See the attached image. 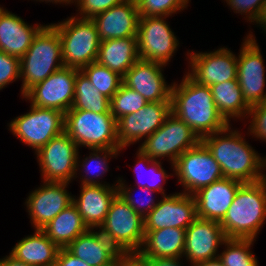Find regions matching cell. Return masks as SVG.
<instances>
[{
	"mask_svg": "<svg viewBox=\"0 0 266 266\" xmlns=\"http://www.w3.org/2000/svg\"><path fill=\"white\" fill-rule=\"evenodd\" d=\"M60 248L41 229L17 241L9 252L30 266H49L56 262Z\"/></svg>",
	"mask_w": 266,
	"mask_h": 266,
	"instance_id": "27",
	"label": "cell"
},
{
	"mask_svg": "<svg viewBox=\"0 0 266 266\" xmlns=\"http://www.w3.org/2000/svg\"><path fill=\"white\" fill-rule=\"evenodd\" d=\"M79 70L62 67L31 87L22 97L31 105L57 109L66 113L74 102L75 79Z\"/></svg>",
	"mask_w": 266,
	"mask_h": 266,
	"instance_id": "15",
	"label": "cell"
},
{
	"mask_svg": "<svg viewBox=\"0 0 266 266\" xmlns=\"http://www.w3.org/2000/svg\"><path fill=\"white\" fill-rule=\"evenodd\" d=\"M197 218L193 195L183 192L161 196L158 204L144 218L145 231L163 228L187 229Z\"/></svg>",
	"mask_w": 266,
	"mask_h": 266,
	"instance_id": "18",
	"label": "cell"
},
{
	"mask_svg": "<svg viewBox=\"0 0 266 266\" xmlns=\"http://www.w3.org/2000/svg\"><path fill=\"white\" fill-rule=\"evenodd\" d=\"M186 229L163 228L145 231L140 252L149 258H183Z\"/></svg>",
	"mask_w": 266,
	"mask_h": 266,
	"instance_id": "28",
	"label": "cell"
},
{
	"mask_svg": "<svg viewBox=\"0 0 266 266\" xmlns=\"http://www.w3.org/2000/svg\"><path fill=\"white\" fill-rule=\"evenodd\" d=\"M163 64L138 60L123 76V84L139 94L147 102H171L172 84L167 83Z\"/></svg>",
	"mask_w": 266,
	"mask_h": 266,
	"instance_id": "20",
	"label": "cell"
},
{
	"mask_svg": "<svg viewBox=\"0 0 266 266\" xmlns=\"http://www.w3.org/2000/svg\"><path fill=\"white\" fill-rule=\"evenodd\" d=\"M227 239L218 221L196 218L186 229L183 258L194 265L218 258L219 247Z\"/></svg>",
	"mask_w": 266,
	"mask_h": 266,
	"instance_id": "19",
	"label": "cell"
},
{
	"mask_svg": "<svg viewBox=\"0 0 266 266\" xmlns=\"http://www.w3.org/2000/svg\"><path fill=\"white\" fill-rule=\"evenodd\" d=\"M7 124L8 130L36 154L53 137L64 132L65 113L30 104L29 112L13 118Z\"/></svg>",
	"mask_w": 266,
	"mask_h": 266,
	"instance_id": "8",
	"label": "cell"
},
{
	"mask_svg": "<svg viewBox=\"0 0 266 266\" xmlns=\"http://www.w3.org/2000/svg\"><path fill=\"white\" fill-rule=\"evenodd\" d=\"M119 181L117 183V190H118V196L121 197L136 213L142 215L144 218L145 216L155 208V206L158 204L159 200L155 199L156 196H153V193H156V191L150 190L148 188H138L142 192H145L146 199L143 197L141 198V201L139 198H134L133 196V190H136L132 185L129 187L126 180L123 179V176L118 177ZM133 188V189H132ZM148 196V197H147Z\"/></svg>",
	"mask_w": 266,
	"mask_h": 266,
	"instance_id": "37",
	"label": "cell"
},
{
	"mask_svg": "<svg viewBox=\"0 0 266 266\" xmlns=\"http://www.w3.org/2000/svg\"><path fill=\"white\" fill-rule=\"evenodd\" d=\"M64 131L79 148L121 149L117 139V122L111 113L69 109L65 113Z\"/></svg>",
	"mask_w": 266,
	"mask_h": 266,
	"instance_id": "6",
	"label": "cell"
},
{
	"mask_svg": "<svg viewBox=\"0 0 266 266\" xmlns=\"http://www.w3.org/2000/svg\"><path fill=\"white\" fill-rule=\"evenodd\" d=\"M99 231L120 251H140L145 237L144 217L118 195Z\"/></svg>",
	"mask_w": 266,
	"mask_h": 266,
	"instance_id": "9",
	"label": "cell"
},
{
	"mask_svg": "<svg viewBox=\"0 0 266 266\" xmlns=\"http://www.w3.org/2000/svg\"><path fill=\"white\" fill-rule=\"evenodd\" d=\"M247 119L249 136L266 142V101L252 106Z\"/></svg>",
	"mask_w": 266,
	"mask_h": 266,
	"instance_id": "40",
	"label": "cell"
},
{
	"mask_svg": "<svg viewBox=\"0 0 266 266\" xmlns=\"http://www.w3.org/2000/svg\"><path fill=\"white\" fill-rule=\"evenodd\" d=\"M140 1H141V0H124V2H129V3L136 4V5H138V3H139Z\"/></svg>",
	"mask_w": 266,
	"mask_h": 266,
	"instance_id": "50",
	"label": "cell"
},
{
	"mask_svg": "<svg viewBox=\"0 0 266 266\" xmlns=\"http://www.w3.org/2000/svg\"><path fill=\"white\" fill-rule=\"evenodd\" d=\"M173 167V173L185 194L193 195L199 189L224 178L220 165L202 141L181 154Z\"/></svg>",
	"mask_w": 266,
	"mask_h": 266,
	"instance_id": "10",
	"label": "cell"
},
{
	"mask_svg": "<svg viewBox=\"0 0 266 266\" xmlns=\"http://www.w3.org/2000/svg\"><path fill=\"white\" fill-rule=\"evenodd\" d=\"M265 24H266V1H265V5H264V8H263L260 20H259V22L256 25H257V27L260 26L262 28Z\"/></svg>",
	"mask_w": 266,
	"mask_h": 266,
	"instance_id": "49",
	"label": "cell"
},
{
	"mask_svg": "<svg viewBox=\"0 0 266 266\" xmlns=\"http://www.w3.org/2000/svg\"><path fill=\"white\" fill-rule=\"evenodd\" d=\"M230 10L236 14L245 15L244 19L249 24L252 22L256 25L262 15V11L266 0H224Z\"/></svg>",
	"mask_w": 266,
	"mask_h": 266,
	"instance_id": "39",
	"label": "cell"
},
{
	"mask_svg": "<svg viewBox=\"0 0 266 266\" xmlns=\"http://www.w3.org/2000/svg\"><path fill=\"white\" fill-rule=\"evenodd\" d=\"M115 266H151V260L140 251L120 252Z\"/></svg>",
	"mask_w": 266,
	"mask_h": 266,
	"instance_id": "43",
	"label": "cell"
},
{
	"mask_svg": "<svg viewBox=\"0 0 266 266\" xmlns=\"http://www.w3.org/2000/svg\"><path fill=\"white\" fill-rule=\"evenodd\" d=\"M34 1H37V2L39 1L40 3L45 1V3H53V4H57V5L58 4H63V5L65 4L67 6L70 4L72 5V3L76 4L77 0H34Z\"/></svg>",
	"mask_w": 266,
	"mask_h": 266,
	"instance_id": "48",
	"label": "cell"
},
{
	"mask_svg": "<svg viewBox=\"0 0 266 266\" xmlns=\"http://www.w3.org/2000/svg\"><path fill=\"white\" fill-rule=\"evenodd\" d=\"M140 15L136 4L123 2L92 18L101 41L137 37Z\"/></svg>",
	"mask_w": 266,
	"mask_h": 266,
	"instance_id": "24",
	"label": "cell"
},
{
	"mask_svg": "<svg viewBox=\"0 0 266 266\" xmlns=\"http://www.w3.org/2000/svg\"><path fill=\"white\" fill-rule=\"evenodd\" d=\"M266 222V178L243 183L219 222L227 238L257 239Z\"/></svg>",
	"mask_w": 266,
	"mask_h": 266,
	"instance_id": "3",
	"label": "cell"
},
{
	"mask_svg": "<svg viewBox=\"0 0 266 266\" xmlns=\"http://www.w3.org/2000/svg\"><path fill=\"white\" fill-rule=\"evenodd\" d=\"M88 229L77 207L72 203L41 230L59 248H66Z\"/></svg>",
	"mask_w": 266,
	"mask_h": 266,
	"instance_id": "30",
	"label": "cell"
},
{
	"mask_svg": "<svg viewBox=\"0 0 266 266\" xmlns=\"http://www.w3.org/2000/svg\"><path fill=\"white\" fill-rule=\"evenodd\" d=\"M45 24L29 25L20 16L0 6V51L21 58Z\"/></svg>",
	"mask_w": 266,
	"mask_h": 266,
	"instance_id": "23",
	"label": "cell"
},
{
	"mask_svg": "<svg viewBox=\"0 0 266 266\" xmlns=\"http://www.w3.org/2000/svg\"><path fill=\"white\" fill-rule=\"evenodd\" d=\"M242 184L243 182L236 179L222 178L199 189L193 194L197 217L220 222Z\"/></svg>",
	"mask_w": 266,
	"mask_h": 266,
	"instance_id": "21",
	"label": "cell"
},
{
	"mask_svg": "<svg viewBox=\"0 0 266 266\" xmlns=\"http://www.w3.org/2000/svg\"><path fill=\"white\" fill-rule=\"evenodd\" d=\"M147 103L141 94L122 83L110 100L111 114L117 121L127 114L137 112Z\"/></svg>",
	"mask_w": 266,
	"mask_h": 266,
	"instance_id": "36",
	"label": "cell"
},
{
	"mask_svg": "<svg viewBox=\"0 0 266 266\" xmlns=\"http://www.w3.org/2000/svg\"><path fill=\"white\" fill-rule=\"evenodd\" d=\"M71 108L98 114L111 113L110 100L92 85L81 70L76 74L74 102Z\"/></svg>",
	"mask_w": 266,
	"mask_h": 266,
	"instance_id": "32",
	"label": "cell"
},
{
	"mask_svg": "<svg viewBox=\"0 0 266 266\" xmlns=\"http://www.w3.org/2000/svg\"><path fill=\"white\" fill-rule=\"evenodd\" d=\"M20 59L0 51V90L20 80Z\"/></svg>",
	"mask_w": 266,
	"mask_h": 266,
	"instance_id": "42",
	"label": "cell"
},
{
	"mask_svg": "<svg viewBox=\"0 0 266 266\" xmlns=\"http://www.w3.org/2000/svg\"><path fill=\"white\" fill-rule=\"evenodd\" d=\"M55 264L57 266H89L85 261L71 254L66 248H60Z\"/></svg>",
	"mask_w": 266,
	"mask_h": 266,
	"instance_id": "44",
	"label": "cell"
},
{
	"mask_svg": "<svg viewBox=\"0 0 266 266\" xmlns=\"http://www.w3.org/2000/svg\"><path fill=\"white\" fill-rule=\"evenodd\" d=\"M138 60L137 37L114 38L100 42L96 62L122 77Z\"/></svg>",
	"mask_w": 266,
	"mask_h": 266,
	"instance_id": "26",
	"label": "cell"
},
{
	"mask_svg": "<svg viewBox=\"0 0 266 266\" xmlns=\"http://www.w3.org/2000/svg\"><path fill=\"white\" fill-rule=\"evenodd\" d=\"M237 54V80L244 100L252 107L266 101L265 64L256 36L249 32Z\"/></svg>",
	"mask_w": 266,
	"mask_h": 266,
	"instance_id": "11",
	"label": "cell"
},
{
	"mask_svg": "<svg viewBox=\"0 0 266 266\" xmlns=\"http://www.w3.org/2000/svg\"><path fill=\"white\" fill-rule=\"evenodd\" d=\"M41 182L24 203L34 229H42L73 203V195L66 189L70 183Z\"/></svg>",
	"mask_w": 266,
	"mask_h": 266,
	"instance_id": "17",
	"label": "cell"
},
{
	"mask_svg": "<svg viewBox=\"0 0 266 266\" xmlns=\"http://www.w3.org/2000/svg\"><path fill=\"white\" fill-rule=\"evenodd\" d=\"M193 266H224V265L219 258H215L212 260H207V261L196 263Z\"/></svg>",
	"mask_w": 266,
	"mask_h": 266,
	"instance_id": "47",
	"label": "cell"
},
{
	"mask_svg": "<svg viewBox=\"0 0 266 266\" xmlns=\"http://www.w3.org/2000/svg\"><path fill=\"white\" fill-rule=\"evenodd\" d=\"M62 67L61 40L57 30L48 23L38 32L27 52L20 58V97Z\"/></svg>",
	"mask_w": 266,
	"mask_h": 266,
	"instance_id": "4",
	"label": "cell"
},
{
	"mask_svg": "<svg viewBox=\"0 0 266 266\" xmlns=\"http://www.w3.org/2000/svg\"><path fill=\"white\" fill-rule=\"evenodd\" d=\"M182 259V261H181ZM151 266H184L183 258H150ZM193 266L192 264H189Z\"/></svg>",
	"mask_w": 266,
	"mask_h": 266,
	"instance_id": "45",
	"label": "cell"
},
{
	"mask_svg": "<svg viewBox=\"0 0 266 266\" xmlns=\"http://www.w3.org/2000/svg\"><path fill=\"white\" fill-rule=\"evenodd\" d=\"M218 112L230 124L247 119L251 107L246 103L237 79L210 86Z\"/></svg>",
	"mask_w": 266,
	"mask_h": 266,
	"instance_id": "29",
	"label": "cell"
},
{
	"mask_svg": "<svg viewBox=\"0 0 266 266\" xmlns=\"http://www.w3.org/2000/svg\"><path fill=\"white\" fill-rule=\"evenodd\" d=\"M254 242V239L227 238L218 258L224 266H258L257 256L251 250Z\"/></svg>",
	"mask_w": 266,
	"mask_h": 266,
	"instance_id": "34",
	"label": "cell"
},
{
	"mask_svg": "<svg viewBox=\"0 0 266 266\" xmlns=\"http://www.w3.org/2000/svg\"><path fill=\"white\" fill-rule=\"evenodd\" d=\"M166 18L168 17H140L137 33L140 60L164 66L171 62L180 43Z\"/></svg>",
	"mask_w": 266,
	"mask_h": 266,
	"instance_id": "13",
	"label": "cell"
},
{
	"mask_svg": "<svg viewBox=\"0 0 266 266\" xmlns=\"http://www.w3.org/2000/svg\"><path fill=\"white\" fill-rule=\"evenodd\" d=\"M171 112L190 126L200 139L229 125L218 112L210 87L198 84L186 73L180 83L173 82Z\"/></svg>",
	"mask_w": 266,
	"mask_h": 266,
	"instance_id": "2",
	"label": "cell"
},
{
	"mask_svg": "<svg viewBox=\"0 0 266 266\" xmlns=\"http://www.w3.org/2000/svg\"><path fill=\"white\" fill-rule=\"evenodd\" d=\"M191 0H141L138 5L140 17H172L187 9Z\"/></svg>",
	"mask_w": 266,
	"mask_h": 266,
	"instance_id": "38",
	"label": "cell"
},
{
	"mask_svg": "<svg viewBox=\"0 0 266 266\" xmlns=\"http://www.w3.org/2000/svg\"><path fill=\"white\" fill-rule=\"evenodd\" d=\"M231 126L204 136L201 141L220 165L224 178L243 183L263 180L266 178V157H261L246 141L245 135Z\"/></svg>",
	"mask_w": 266,
	"mask_h": 266,
	"instance_id": "1",
	"label": "cell"
},
{
	"mask_svg": "<svg viewBox=\"0 0 266 266\" xmlns=\"http://www.w3.org/2000/svg\"><path fill=\"white\" fill-rule=\"evenodd\" d=\"M79 147L64 131L35 155L43 182L71 183L76 173Z\"/></svg>",
	"mask_w": 266,
	"mask_h": 266,
	"instance_id": "12",
	"label": "cell"
},
{
	"mask_svg": "<svg viewBox=\"0 0 266 266\" xmlns=\"http://www.w3.org/2000/svg\"><path fill=\"white\" fill-rule=\"evenodd\" d=\"M260 29H262L264 31V33L266 34V24Z\"/></svg>",
	"mask_w": 266,
	"mask_h": 266,
	"instance_id": "51",
	"label": "cell"
},
{
	"mask_svg": "<svg viewBox=\"0 0 266 266\" xmlns=\"http://www.w3.org/2000/svg\"><path fill=\"white\" fill-rule=\"evenodd\" d=\"M0 266H30L23 261L17 260L10 253L9 255L0 258Z\"/></svg>",
	"mask_w": 266,
	"mask_h": 266,
	"instance_id": "46",
	"label": "cell"
},
{
	"mask_svg": "<svg viewBox=\"0 0 266 266\" xmlns=\"http://www.w3.org/2000/svg\"><path fill=\"white\" fill-rule=\"evenodd\" d=\"M124 0H77L76 7H78L76 15L79 18L92 19L96 15L123 3Z\"/></svg>",
	"mask_w": 266,
	"mask_h": 266,
	"instance_id": "41",
	"label": "cell"
},
{
	"mask_svg": "<svg viewBox=\"0 0 266 266\" xmlns=\"http://www.w3.org/2000/svg\"><path fill=\"white\" fill-rule=\"evenodd\" d=\"M95 230L80 234L66 249L89 266H115L120 251L99 229Z\"/></svg>",
	"mask_w": 266,
	"mask_h": 266,
	"instance_id": "25",
	"label": "cell"
},
{
	"mask_svg": "<svg viewBox=\"0 0 266 266\" xmlns=\"http://www.w3.org/2000/svg\"><path fill=\"white\" fill-rule=\"evenodd\" d=\"M200 141L190 126L171 113L161 127L139 144L138 149L152 160L164 161L166 157L174 169L178 157Z\"/></svg>",
	"mask_w": 266,
	"mask_h": 266,
	"instance_id": "7",
	"label": "cell"
},
{
	"mask_svg": "<svg viewBox=\"0 0 266 266\" xmlns=\"http://www.w3.org/2000/svg\"><path fill=\"white\" fill-rule=\"evenodd\" d=\"M188 60L186 74L200 85L212 86L228 80L237 79V57L227 47L217 50L185 54Z\"/></svg>",
	"mask_w": 266,
	"mask_h": 266,
	"instance_id": "14",
	"label": "cell"
},
{
	"mask_svg": "<svg viewBox=\"0 0 266 266\" xmlns=\"http://www.w3.org/2000/svg\"><path fill=\"white\" fill-rule=\"evenodd\" d=\"M118 181L119 178L108 186L80 185L79 196L73 195V204L89 229H99L104 223L110 205L118 195Z\"/></svg>",
	"mask_w": 266,
	"mask_h": 266,
	"instance_id": "22",
	"label": "cell"
},
{
	"mask_svg": "<svg viewBox=\"0 0 266 266\" xmlns=\"http://www.w3.org/2000/svg\"><path fill=\"white\" fill-rule=\"evenodd\" d=\"M124 149L126 148L90 149L91 152L89 153V156H86L82 160L80 159V155L78 154L74 179L78 177L77 175H79L81 181L80 185H110L109 183L100 181L99 179H103L102 177L104 176V174L109 171V161H111V158L114 157L116 159V157ZM77 171L81 172L83 175L78 173Z\"/></svg>",
	"mask_w": 266,
	"mask_h": 266,
	"instance_id": "31",
	"label": "cell"
},
{
	"mask_svg": "<svg viewBox=\"0 0 266 266\" xmlns=\"http://www.w3.org/2000/svg\"><path fill=\"white\" fill-rule=\"evenodd\" d=\"M135 155L138 159L133 168L134 174H136V178L138 177L136 180L137 185H135L136 189L137 187H146L150 190L156 191L162 196L167 195L165 194L163 185L164 183H166L167 179L169 177H173L174 174L168 175L169 173H167V171L164 169L161 161L152 160L150 157L144 155L139 149L137 150ZM144 166L147 168H145ZM140 176H143L142 178L146 177V180L140 178ZM143 180H145V182Z\"/></svg>",
	"mask_w": 266,
	"mask_h": 266,
	"instance_id": "33",
	"label": "cell"
},
{
	"mask_svg": "<svg viewBox=\"0 0 266 266\" xmlns=\"http://www.w3.org/2000/svg\"><path fill=\"white\" fill-rule=\"evenodd\" d=\"M81 71L87 76L92 85L109 100L112 99L123 83L122 76L97 62L86 65Z\"/></svg>",
	"mask_w": 266,
	"mask_h": 266,
	"instance_id": "35",
	"label": "cell"
},
{
	"mask_svg": "<svg viewBox=\"0 0 266 266\" xmlns=\"http://www.w3.org/2000/svg\"><path fill=\"white\" fill-rule=\"evenodd\" d=\"M61 40L62 60L65 67L81 70L96 62L101 40L92 19L70 16L51 23Z\"/></svg>",
	"mask_w": 266,
	"mask_h": 266,
	"instance_id": "5",
	"label": "cell"
},
{
	"mask_svg": "<svg viewBox=\"0 0 266 266\" xmlns=\"http://www.w3.org/2000/svg\"><path fill=\"white\" fill-rule=\"evenodd\" d=\"M171 113V102H148L137 112L118 119L117 139L120 148L147 139L162 126Z\"/></svg>",
	"mask_w": 266,
	"mask_h": 266,
	"instance_id": "16",
	"label": "cell"
}]
</instances>
